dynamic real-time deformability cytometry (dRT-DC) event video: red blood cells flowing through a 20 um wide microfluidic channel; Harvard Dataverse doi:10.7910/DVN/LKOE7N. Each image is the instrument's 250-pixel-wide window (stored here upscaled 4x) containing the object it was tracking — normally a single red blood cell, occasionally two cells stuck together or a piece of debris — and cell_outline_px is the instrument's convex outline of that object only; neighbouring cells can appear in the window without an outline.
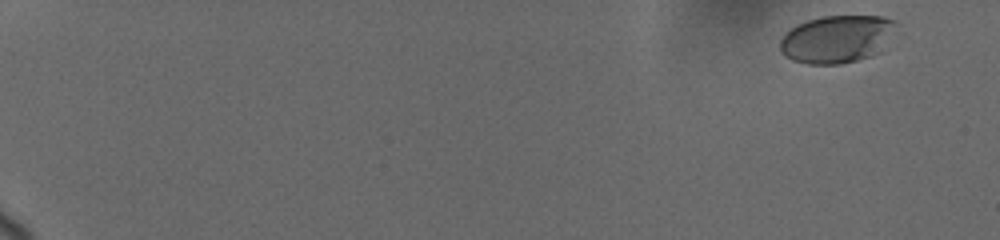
{"species": "human", "species_latin": "Homo sapiens", "temperature_condition": "cold", "stored_images_in_passage": 9, "camera_frame_rate_fps": 3000, "um_per_image_px": 0.085, "donor": {"sex": "female"}, "frame": {"image": 1, "passage_image": 1, "time_ms": 0.0, "image_size_px": [1000, 240], "cell_outline_px": [[900, 24], [884, 52], [872, 56], [840, 64], [808, 64], [792, 60], [784, 56], [780, 52], [780, 40], [796, 24], [808, 20], [824, 16], [884, 16], [896, 20]], "centroid_in_image_um": [71.24, 3.32], "position_along_channel_um": 13.8, "area_um2": 33.0}}
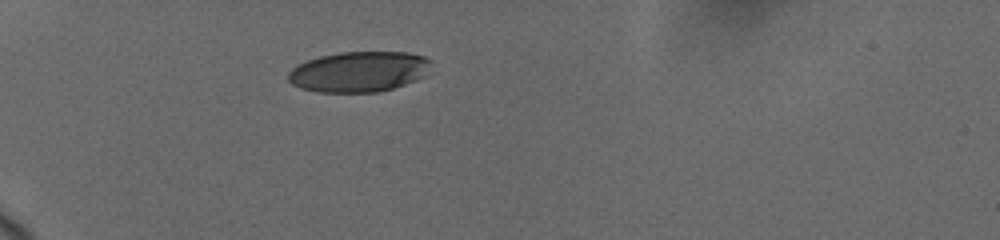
{"frame": {"image": 2, "passage_image": 6, "time_ms": 5.667, "image_size_px": [1000, 240], "cell_outline_px": [[432, 60], [424, 76], [416, 80], [380, 92], [316, 92], [300, 88], [292, 84], [288, 80], [288, 72], [292, 68], [308, 60], [320, 56], [340, 52], [408, 52], [424, 56]], "centroid_in_image_um": [30.5, 6.09], "position_along_channel_um": 54.5, "area_um2": 33.7}}
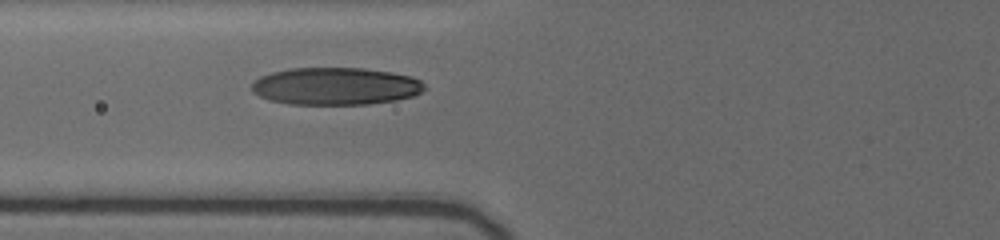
{"frame": {"image": 3, "passage_image": 9, "time_ms": 7.667, "image_size_px": [1000, 240], "cell_outline_px": [[428, 88], [412, 96], [396, 100], [368, 104], [288, 104], [268, 100], [252, 92], [252, 84], [260, 76], [272, 72], [292, 68], [364, 68], [392, 72], [412, 76], [420, 80]], "centroid_in_image_um": [28.54, 7.32], "position_along_channel_um": 97.3, "area_um2": 37.8}}